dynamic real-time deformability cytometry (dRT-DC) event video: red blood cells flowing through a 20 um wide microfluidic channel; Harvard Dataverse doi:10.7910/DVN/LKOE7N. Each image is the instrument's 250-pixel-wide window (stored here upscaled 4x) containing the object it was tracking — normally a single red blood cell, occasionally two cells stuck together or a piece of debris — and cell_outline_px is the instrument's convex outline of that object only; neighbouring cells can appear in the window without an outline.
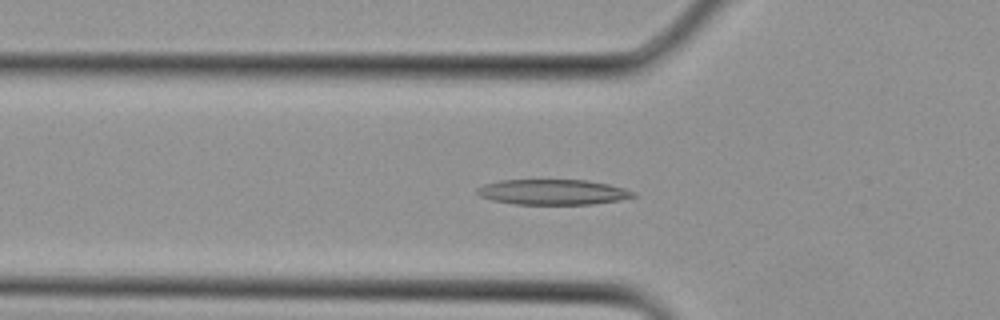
{"species": "Egyptian fruit bat (a non-hibernating species)", "species_latin": "Rousettus aegyptiacus", "temperature_condition": "cold", "stored_images_in_passage": 24, "segment_of_instrument_passage": [1, 2], "camera_frame_rate_fps": 3000, "um_per_image_px": 0.085, "animal": {"sex": "female"}, "frame": {"image": 1, "passage_image": 3, "time_ms": 0.667, "image_size_px": [1000, 320], "cell_outline_px": [[636, 196], [620, 200], [592, 204], [516, 204], [492, 200], [480, 196], [476, 192], [476, 188], [484, 184], [500, 180], [588, 180], [608, 184], [624, 188], [636, 192]], "centroid_in_image_um": [47.0, 16.32], "position_along_channel_um": 78.8, "area_um2": 23.06}}
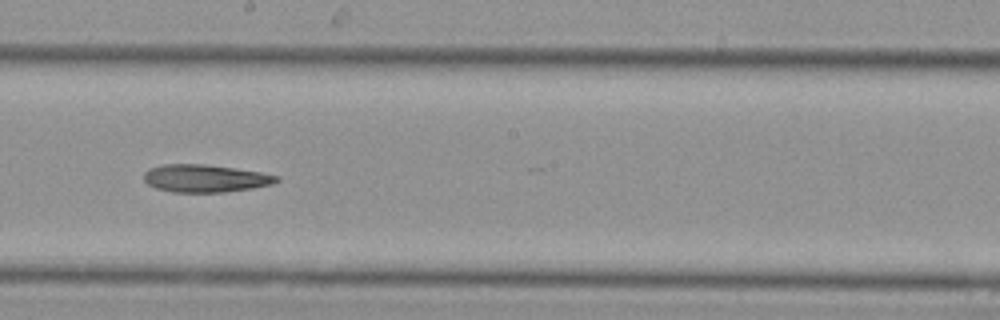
{"frame": {"image": 2, "passage_image": 10, "time_ms": 3.0, "image_size_px": [1000, 320], "cell_outline_px": [[280, 180], [272, 184], [252, 188], [224, 192], [172, 192], [156, 188], [148, 184], [144, 180], [144, 172], [148, 168], [164, 164], [204, 164], [260, 172], [280, 176]], "centroid_in_image_um": [17.43, 15.16], "position_along_channel_um": 230.8, "area_um2": 21.33}}
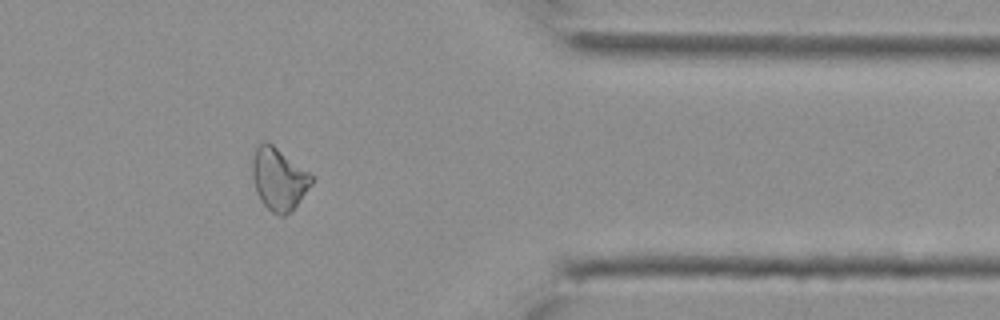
{"frame": {"image": 3, "passage_image": 18, "time_ms": 5.667, "image_size_px": [1000, 320], "cell_outline_px": [[316, 176], [312, 184], [292, 212], [284, 216], [280, 216], [272, 212], [260, 200], [256, 192], [252, 176], [252, 160], [256, 148], [264, 140], [268, 140]], "centroid_in_image_um": [23.73, 15.2], "position_along_channel_um": 387.7, "area_um2": 22.02}}